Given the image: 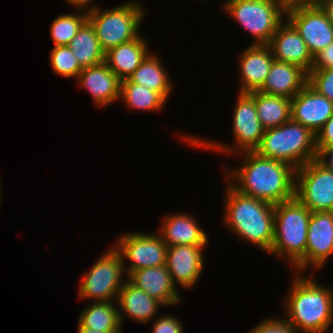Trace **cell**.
Returning <instances> with one entry per match:
<instances>
[{
    "instance_id": "1",
    "label": "cell",
    "mask_w": 333,
    "mask_h": 333,
    "mask_svg": "<svg viewBox=\"0 0 333 333\" xmlns=\"http://www.w3.org/2000/svg\"><path fill=\"white\" fill-rule=\"evenodd\" d=\"M239 155L243 157L240 167H232L225 173V182L233 189L274 205L295 197L294 167L260 156L255 151Z\"/></svg>"
},
{
    "instance_id": "2",
    "label": "cell",
    "mask_w": 333,
    "mask_h": 333,
    "mask_svg": "<svg viewBox=\"0 0 333 333\" xmlns=\"http://www.w3.org/2000/svg\"><path fill=\"white\" fill-rule=\"evenodd\" d=\"M293 277L283 316L298 333L328 332L333 324V289L297 271Z\"/></svg>"
},
{
    "instance_id": "3",
    "label": "cell",
    "mask_w": 333,
    "mask_h": 333,
    "mask_svg": "<svg viewBox=\"0 0 333 333\" xmlns=\"http://www.w3.org/2000/svg\"><path fill=\"white\" fill-rule=\"evenodd\" d=\"M226 184L223 205L225 228L268 254L273 244L275 205L240 194Z\"/></svg>"
},
{
    "instance_id": "4",
    "label": "cell",
    "mask_w": 333,
    "mask_h": 333,
    "mask_svg": "<svg viewBox=\"0 0 333 333\" xmlns=\"http://www.w3.org/2000/svg\"><path fill=\"white\" fill-rule=\"evenodd\" d=\"M312 212L296 197L275 204L274 236L268 254L283 259L294 270H306V245L309 219Z\"/></svg>"
},
{
    "instance_id": "5",
    "label": "cell",
    "mask_w": 333,
    "mask_h": 333,
    "mask_svg": "<svg viewBox=\"0 0 333 333\" xmlns=\"http://www.w3.org/2000/svg\"><path fill=\"white\" fill-rule=\"evenodd\" d=\"M255 152L265 158L285 162L297 170L317 158L316 134L289 120L278 127L265 129Z\"/></svg>"
},
{
    "instance_id": "6",
    "label": "cell",
    "mask_w": 333,
    "mask_h": 333,
    "mask_svg": "<svg viewBox=\"0 0 333 333\" xmlns=\"http://www.w3.org/2000/svg\"><path fill=\"white\" fill-rule=\"evenodd\" d=\"M233 110L232 133L235 139L234 145H225L223 143L208 141L205 138L197 137L196 135H183L182 141L193 147L216 151L220 154H241L244 152H254L263 137L264 128L261 125L260 119L257 116V110L254 100V91L239 92L237 101Z\"/></svg>"
},
{
    "instance_id": "7",
    "label": "cell",
    "mask_w": 333,
    "mask_h": 333,
    "mask_svg": "<svg viewBox=\"0 0 333 333\" xmlns=\"http://www.w3.org/2000/svg\"><path fill=\"white\" fill-rule=\"evenodd\" d=\"M145 8L137 1L122 3L111 9L101 7L87 12V20L94 27L101 49L110 48L132 41L140 36Z\"/></svg>"
},
{
    "instance_id": "8",
    "label": "cell",
    "mask_w": 333,
    "mask_h": 333,
    "mask_svg": "<svg viewBox=\"0 0 333 333\" xmlns=\"http://www.w3.org/2000/svg\"><path fill=\"white\" fill-rule=\"evenodd\" d=\"M223 10L254 37L253 44H269L286 20L284 0H225Z\"/></svg>"
},
{
    "instance_id": "9",
    "label": "cell",
    "mask_w": 333,
    "mask_h": 333,
    "mask_svg": "<svg viewBox=\"0 0 333 333\" xmlns=\"http://www.w3.org/2000/svg\"><path fill=\"white\" fill-rule=\"evenodd\" d=\"M81 277L79 300L90 299L92 302L117 301L118 293L126 282L121 254L111 246ZM125 276V277H124Z\"/></svg>"
},
{
    "instance_id": "10",
    "label": "cell",
    "mask_w": 333,
    "mask_h": 333,
    "mask_svg": "<svg viewBox=\"0 0 333 333\" xmlns=\"http://www.w3.org/2000/svg\"><path fill=\"white\" fill-rule=\"evenodd\" d=\"M116 240L113 246L121 254L127 277L138 269L166 264L168 246L158 233L126 232ZM126 261L130 262L128 267L125 265Z\"/></svg>"
},
{
    "instance_id": "11",
    "label": "cell",
    "mask_w": 333,
    "mask_h": 333,
    "mask_svg": "<svg viewBox=\"0 0 333 333\" xmlns=\"http://www.w3.org/2000/svg\"><path fill=\"white\" fill-rule=\"evenodd\" d=\"M295 197L311 212H333V173L316 159L295 172Z\"/></svg>"
},
{
    "instance_id": "12",
    "label": "cell",
    "mask_w": 333,
    "mask_h": 333,
    "mask_svg": "<svg viewBox=\"0 0 333 333\" xmlns=\"http://www.w3.org/2000/svg\"><path fill=\"white\" fill-rule=\"evenodd\" d=\"M286 20L302 37L313 57L333 43V25L316 2L288 5Z\"/></svg>"
},
{
    "instance_id": "13",
    "label": "cell",
    "mask_w": 333,
    "mask_h": 333,
    "mask_svg": "<svg viewBox=\"0 0 333 333\" xmlns=\"http://www.w3.org/2000/svg\"><path fill=\"white\" fill-rule=\"evenodd\" d=\"M208 245H174L167 248L166 264L172 281L181 288L191 289L204 270L202 250ZM177 283V284H176Z\"/></svg>"
},
{
    "instance_id": "14",
    "label": "cell",
    "mask_w": 333,
    "mask_h": 333,
    "mask_svg": "<svg viewBox=\"0 0 333 333\" xmlns=\"http://www.w3.org/2000/svg\"><path fill=\"white\" fill-rule=\"evenodd\" d=\"M333 115V102L308 83L291 99V120L309 128L314 134Z\"/></svg>"
},
{
    "instance_id": "15",
    "label": "cell",
    "mask_w": 333,
    "mask_h": 333,
    "mask_svg": "<svg viewBox=\"0 0 333 333\" xmlns=\"http://www.w3.org/2000/svg\"><path fill=\"white\" fill-rule=\"evenodd\" d=\"M333 255V212H312L309 219L306 269L321 267Z\"/></svg>"
},
{
    "instance_id": "16",
    "label": "cell",
    "mask_w": 333,
    "mask_h": 333,
    "mask_svg": "<svg viewBox=\"0 0 333 333\" xmlns=\"http://www.w3.org/2000/svg\"><path fill=\"white\" fill-rule=\"evenodd\" d=\"M268 45L276 61L297 65L307 74L311 71L313 56L302 37L287 20L278 27Z\"/></svg>"
},
{
    "instance_id": "17",
    "label": "cell",
    "mask_w": 333,
    "mask_h": 333,
    "mask_svg": "<svg viewBox=\"0 0 333 333\" xmlns=\"http://www.w3.org/2000/svg\"><path fill=\"white\" fill-rule=\"evenodd\" d=\"M240 90L252 92L259 90L275 60L268 44H251L239 55Z\"/></svg>"
},
{
    "instance_id": "18",
    "label": "cell",
    "mask_w": 333,
    "mask_h": 333,
    "mask_svg": "<svg viewBox=\"0 0 333 333\" xmlns=\"http://www.w3.org/2000/svg\"><path fill=\"white\" fill-rule=\"evenodd\" d=\"M76 81L80 88L91 94L94 105L100 108L120 100L121 80L105 62L83 68Z\"/></svg>"
},
{
    "instance_id": "19",
    "label": "cell",
    "mask_w": 333,
    "mask_h": 333,
    "mask_svg": "<svg viewBox=\"0 0 333 333\" xmlns=\"http://www.w3.org/2000/svg\"><path fill=\"white\" fill-rule=\"evenodd\" d=\"M127 279L163 306L180 304L181 297L165 265L132 272Z\"/></svg>"
},
{
    "instance_id": "20",
    "label": "cell",
    "mask_w": 333,
    "mask_h": 333,
    "mask_svg": "<svg viewBox=\"0 0 333 333\" xmlns=\"http://www.w3.org/2000/svg\"><path fill=\"white\" fill-rule=\"evenodd\" d=\"M188 212L167 215L160 226L158 234L168 246L174 245H208L209 237Z\"/></svg>"
},
{
    "instance_id": "21",
    "label": "cell",
    "mask_w": 333,
    "mask_h": 333,
    "mask_svg": "<svg viewBox=\"0 0 333 333\" xmlns=\"http://www.w3.org/2000/svg\"><path fill=\"white\" fill-rule=\"evenodd\" d=\"M117 305L121 325L124 323V318L149 324V321L152 322L156 318L154 316L162 306L159 301L134 286L128 279L118 293Z\"/></svg>"
},
{
    "instance_id": "22",
    "label": "cell",
    "mask_w": 333,
    "mask_h": 333,
    "mask_svg": "<svg viewBox=\"0 0 333 333\" xmlns=\"http://www.w3.org/2000/svg\"><path fill=\"white\" fill-rule=\"evenodd\" d=\"M308 82V74L299 66L274 60L269 74L258 90L292 99Z\"/></svg>"
},
{
    "instance_id": "23",
    "label": "cell",
    "mask_w": 333,
    "mask_h": 333,
    "mask_svg": "<svg viewBox=\"0 0 333 333\" xmlns=\"http://www.w3.org/2000/svg\"><path fill=\"white\" fill-rule=\"evenodd\" d=\"M142 36L105 52V63L121 81L128 79L152 52L146 38Z\"/></svg>"
},
{
    "instance_id": "24",
    "label": "cell",
    "mask_w": 333,
    "mask_h": 333,
    "mask_svg": "<svg viewBox=\"0 0 333 333\" xmlns=\"http://www.w3.org/2000/svg\"><path fill=\"white\" fill-rule=\"evenodd\" d=\"M163 65L157 53L151 52L128 79L132 83L159 92L166 100H169L174 86Z\"/></svg>"
},
{
    "instance_id": "25",
    "label": "cell",
    "mask_w": 333,
    "mask_h": 333,
    "mask_svg": "<svg viewBox=\"0 0 333 333\" xmlns=\"http://www.w3.org/2000/svg\"><path fill=\"white\" fill-rule=\"evenodd\" d=\"M78 324L99 331H123L117 301H91L81 311Z\"/></svg>"
},
{
    "instance_id": "26",
    "label": "cell",
    "mask_w": 333,
    "mask_h": 333,
    "mask_svg": "<svg viewBox=\"0 0 333 333\" xmlns=\"http://www.w3.org/2000/svg\"><path fill=\"white\" fill-rule=\"evenodd\" d=\"M257 116L264 129L275 128L291 120V99L254 91Z\"/></svg>"
},
{
    "instance_id": "27",
    "label": "cell",
    "mask_w": 333,
    "mask_h": 333,
    "mask_svg": "<svg viewBox=\"0 0 333 333\" xmlns=\"http://www.w3.org/2000/svg\"><path fill=\"white\" fill-rule=\"evenodd\" d=\"M68 47L82 68L105 62V52L101 49L95 29L88 20L78 30Z\"/></svg>"
},
{
    "instance_id": "28",
    "label": "cell",
    "mask_w": 333,
    "mask_h": 333,
    "mask_svg": "<svg viewBox=\"0 0 333 333\" xmlns=\"http://www.w3.org/2000/svg\"><path fill=\"white\" fill-rule=\"evenodd\" d=\"M131 110L157 112L163 110L167 100L157 91L132 83L129 79L121 81L120 101Z\"/></svg>"
},
{
    "instance_id": "29",
    "label": "cell",
    "mask_w": 333,
    "mask_h": 333,
    "mask_svg": "<svg viewBox=\"0 0 333 333\" xmlns=\"http://www.w3.org/2000/svg\"><path fill=\"white\" fill-rule=\"evenodd\" d=\"M86 21L87 12L81 10L56 17L50 26V34L54 47L68 46Z\"/></svg>"
},
{
    "instance_id": "30",
    "label": "cell",
    "mask_w": 333,
    "mask_h": 333,
    "mask_svg": "<svg viewBox=\"0 0 333 333\" xmlns=\"http://www.w3.org/2000/svg\"><path fill=\"white\" fill-rule=\"evenodd\" d=\"M49 57L53 72L61 77L75 80L83 70L68 46L53 47Z\"/></svg>"
},
{
    "instance_id": "31",
    "label": "cell",
    "mask_w": 333,
    "mask_h": 333,
    "mask_svg": "<svg viewBox=\"0 0 333 333\" xmlns=\"http://www.w3.org/2000/svg\"><path fill=\"white\" fill-rule=\"evenodd\" d=\"M307 83L319 94L333 102V68L311 70L308 73Z\"/></svg>"
},
{
    "instance_id": "32",
    "label": "cell",
    "mask_w": 333,
    "mask_h": 333,
    "mask_svg": "<svg viewBox=\"0 0 333 333\" xmlns=\"http://www.w3.org/2000/svg\"><path fill=\"white\" fill-rule=\"evenodd\" d=\"M248 333H298L295 327L285 317L265 318Z\"/></svg>"
},
{
    "instance_id": "33",
    "label": "cell",
    "mask_w": 333,
    "mask_h": 333,
    "mask_svg": "<svg viewBox=\"0 0 333 333\" xmlns=\"http://www.w3.org/2000/svg\"><path fill=\"white\" fill-rule=\"evenodd\" d=\"M156 320H152V333H184V326L180 321V318L176 316L164 314L156 317Z\"/></svg>"
},
{
    "instance_id": "34",
    "label": "cell",
    "mask_w": 333,
    "mask_h": 333,
    "mask_svg": "<svg viewBox=\"0 0 333 333\" xmlns=\"http://www.w3.org/2000/svg\"><path fill=\"white\" fill-rule=\"evenodd\" d=\"M333 68V43H330L322 51L313 57L311 70H322Z\"/></svg>"
},
{
    "instance_id": "35",
    "label": "cell",
    "mask_w": 333,
    "mask_h": 333,
    "mask_svg": "<svg viewBox=\"0 0 333 333\" xmlns=\"http://www.w3.org/2000/svg\"><path fill=\"white\" fill-rule=\"evenodd\" d=\"M333 146V115L316 134V148Z\"/></svg>"
},
{
    "instance_id": "36",
    "label": "cell",
    "mask_w": 333,
    "mask_h": 333,
    "mask_svg": "<svg viewBox=\"0 0 333 333\" xmlns=\"http://www.w3.org/2000/svg\"><path fill=\"white\" fill-rule=\"evenodd\" d=\"M316 160L333 173V146L317 148Z\"/></svg>"
},
{
    "instance_id": "37",
    "label": "cell",
    "mask_w": 333,
    "mask_h": 333,
    "mask_svg": "<svg viewBox=\"0 0 333 333\" xmlns=\"http://www.w3.org/2000/svg\"><path fill=\"white\" fill-rule=\"evenodd\" d=\"M67 3L73 5L74 9L89 12L99 8L96 4L94 5L93 0H65Z\"/></svg>"
},
{
    "instance_id": "38",
    "label": "cell",
    "mask_w": 333,
    "mask_h": 333,
    "mask_svg": "<svg viewBox=\"0 0 333 333\" xmlns=\"http://www.w3.org/2000/svg\"><path fill=\"white\" fill-rule=\"evenodd\" d=\"M316 3L324 11L328 20L333 25V0H317Z\"/></svg>"
},
{
    "instance_id": "39",
    "label": "cell",
    "mask_w": 333,
    "mask_h": 333,
    "mask_svg": "<svg viewBox=\"0 0 333 333\" xmlns=\"http://www.w3.org/2000/svg\"><path fill=\"white\" fill-rule=\"evenodd\" d=\"M77 333H122L123 331H99V330H93L90 328H86V327H81L78 324V329H77Z\"/></svg>"
},
{
    "instance_id": "40",
    "label": "cell",
    "mask_w": 333,
    "mask_h": 333,
    "mask_svg": "<svg viewBox=\"0 0 333 333\" xmlns=\"http://www.w3.org/2000/svg\"><path fill=\"white\" fill-rule=\"evenodd\" d=\"M287 5L295 4V3H312L317 0H284Z\"/></svg>"
},
{
    "instance_id": "41",
    "label": "cell",
    "mask_w": 333,
    "mask_h": 333,
    "mask_svg": "<svg viewBox=\"0 0 333 333\" xmlns=\"http://www.w3.org/2000/svg\"><path fill=\"white\" fill-rule=\"evenodd\" d=\"M0 188H1V184H0ZM1 193H2V192H1V190H0V203H1V201H2V200H1V199H2V198H1Z\"/></svg>"
}]
</instances>
